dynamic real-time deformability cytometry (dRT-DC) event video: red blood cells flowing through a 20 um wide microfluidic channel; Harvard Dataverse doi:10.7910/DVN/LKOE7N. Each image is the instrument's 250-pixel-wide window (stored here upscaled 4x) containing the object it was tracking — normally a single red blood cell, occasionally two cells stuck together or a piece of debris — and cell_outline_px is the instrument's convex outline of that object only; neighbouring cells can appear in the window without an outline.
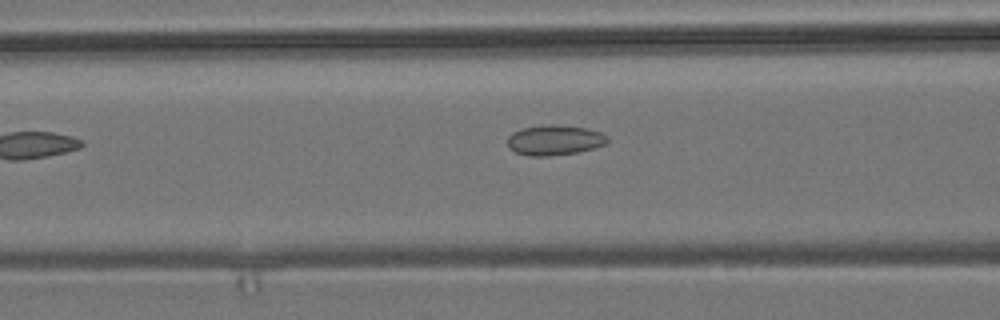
{"species": "common noctule bat (a hibernating species)", "species_latin": "Nyctalus noctula", "temperature_condition": "room temperature", "stored_images_in_passage": 7, "camera_frame_rate_fps": 3000, "um_per_image_px": 0.085, "animal": {"sex": "male", "body_mass_g": 19.2, "forearm_length_mm": 51.8}, "frame": {"image": 1, "passage_image": 7, "time_ms": 2.0, "image_size_px": [1000, 320], "cell_outline_px": [[608, 140], [604, 144], [592, 148], [576, 152], [548, 156], [528, 156], [516, 152], [508, 148], [508, 136], [512, 132], [520, 128], [548, 124], [556, 124], [588, 128], [600, 132], [608, 136]], "centroid_in_image_um": [47.1, 11.89], "position_along_channel_um": 119.5, "area_um2": 17.63}}